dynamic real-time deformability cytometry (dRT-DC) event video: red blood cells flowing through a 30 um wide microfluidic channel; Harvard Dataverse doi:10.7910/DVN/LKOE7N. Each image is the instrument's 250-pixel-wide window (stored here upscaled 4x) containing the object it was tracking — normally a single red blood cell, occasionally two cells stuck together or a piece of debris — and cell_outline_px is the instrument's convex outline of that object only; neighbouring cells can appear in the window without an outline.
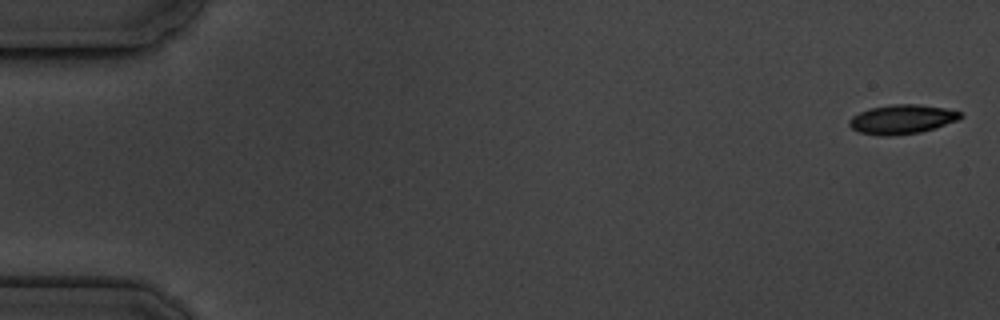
{"species": "common noctule bat (a hibernating species)", "species_latin": "Nyctalus noctula", "temperature_condition": "cold", "stored_images_in_passage": 5, "camera_frame_rate_fps": 3000, "um_per_image_px": 0.085, "animal": {"sex": "male", "body_mass_g": 19.5, "forearm_length_mm": 54.6}, "frame": {"image": 1, "passage_image": 1, "time_ms": 0.0, "image_size_px": [1000, 320], "cell_outline_px": [[964, 116], [956, 120], [936, 128], [920, 132], [888, 136], [880, 136], [860, 132], [852, 128], [848, 124], [848, 120], [852, 116], [868, 108], [888, 104], [920, 104], [944, 108], [960, 112]], "centroid_in_image_um": [76.64, 10.13], "position_along_channel_um": 8.4, "area_um2": 19.02}}
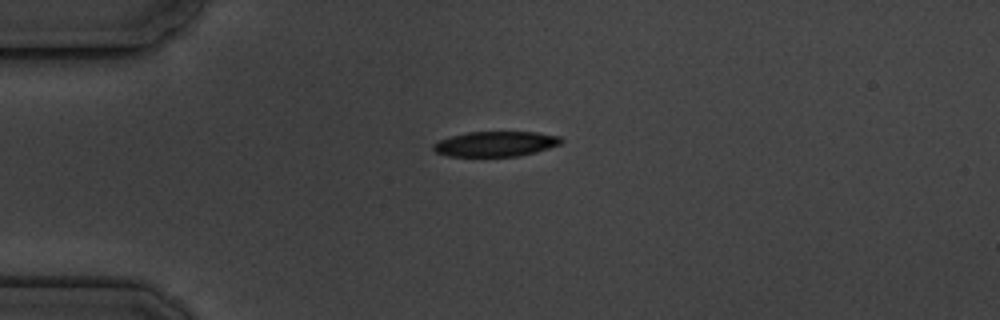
{"frame": {"image": 2, "passage_image": 4, "time_ms": 4.333, "image_size_px": [1000, 320], "cell_outline_px": [[564, 140], [560, 144], [536, 152], [516, 156], [448, 156], [436, 152], [432, 148], [432, 144], [440, 140], [452, 136], [468, 132], [536, 132], [560, 136]], "centroid_in_image_um": [42.13, 12.23], "position_along_channel_um": 42.9, "area_um2": 18.61}}